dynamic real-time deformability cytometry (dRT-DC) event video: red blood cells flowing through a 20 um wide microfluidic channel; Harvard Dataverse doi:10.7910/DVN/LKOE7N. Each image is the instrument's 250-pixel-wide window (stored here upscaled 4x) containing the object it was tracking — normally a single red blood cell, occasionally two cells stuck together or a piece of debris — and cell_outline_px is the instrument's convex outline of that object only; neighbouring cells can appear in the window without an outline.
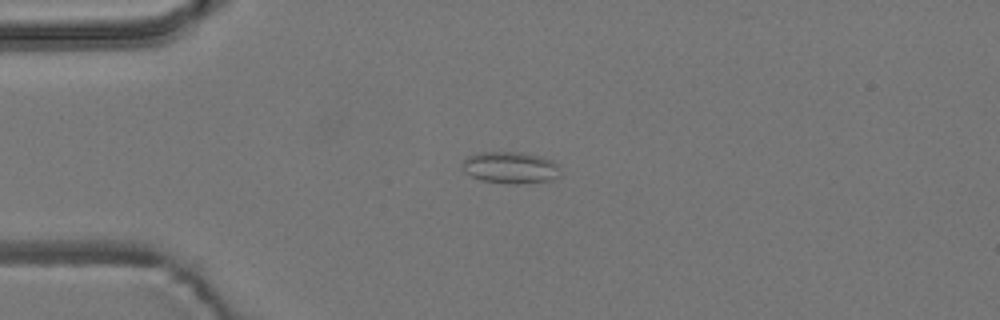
{"species": "common noctule bat (a hibernating species)", "species_latin": "Nyctalus noctula", "temperature_condition": "room temperature", "stored_images_in_passage": 3, "camera_frame_rate_fps": 3000, "um_per_image_px": 0.085, "animal": {"sex": "male", "body_mass_g": 19.2, "forearm_length_mm": 51.8}, "frame": {"image": 1, "passage_image": 2, "time_ms": 1.333, "image_size_px": [1000, 320], "cell_outline_px": [[560, 176], [548, 180], [516, 184], [508, 184], [484, 180], [472, 176], [464, 168], [464, 160], [468, 156], [476, 152], [520, 152], [540, 156], [552, 160], [560, 168]], "centroid_in_image_um": [43.42, 14.23], "position_along_channel_um": 41.6, "area_um2": 17.86}}